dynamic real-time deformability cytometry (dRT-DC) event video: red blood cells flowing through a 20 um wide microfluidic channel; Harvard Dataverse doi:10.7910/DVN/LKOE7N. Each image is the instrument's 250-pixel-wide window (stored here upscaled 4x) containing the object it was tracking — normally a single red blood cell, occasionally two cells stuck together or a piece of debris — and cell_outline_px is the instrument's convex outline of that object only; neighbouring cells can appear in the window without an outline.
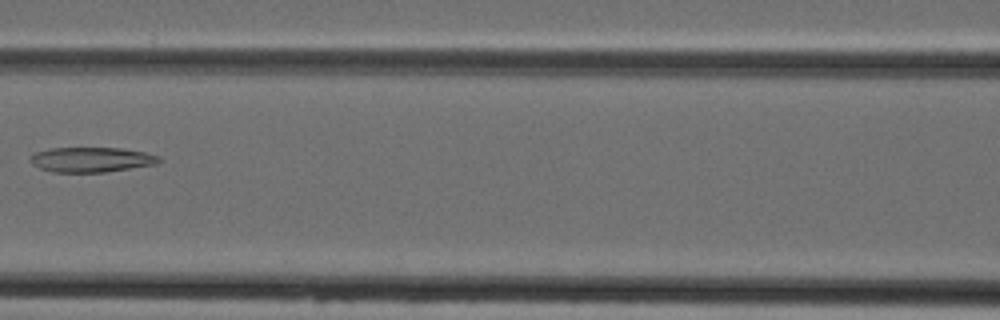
{"species": "Egyptian fruit bat (a non-hibernating species)", "species_latin": "Rousettus aegyptiacus", "temperature_condition": "cold", "stored_images_in_passage": 6, "camera_frame_rate_fps": 3000, "um_per_image_px": 0.085, "animal": {"sex": "female"}, "frame": {"image": 1, "passage_image": 6, "time_ms": 6.333, "image_size_px": [1000, 320], "cell_outline_px": [[160, 160], [156, 164], [104, 172], [52, 172], [40, 168], [32, 164], [32, 156], [36, 152], [52, 148], [124, 148], [144, 152], [160, 156]], "centroid_in_image_um": [7.79, 13.56], "position_along_channel_um": 158.8, "area_um2": 18.5}}